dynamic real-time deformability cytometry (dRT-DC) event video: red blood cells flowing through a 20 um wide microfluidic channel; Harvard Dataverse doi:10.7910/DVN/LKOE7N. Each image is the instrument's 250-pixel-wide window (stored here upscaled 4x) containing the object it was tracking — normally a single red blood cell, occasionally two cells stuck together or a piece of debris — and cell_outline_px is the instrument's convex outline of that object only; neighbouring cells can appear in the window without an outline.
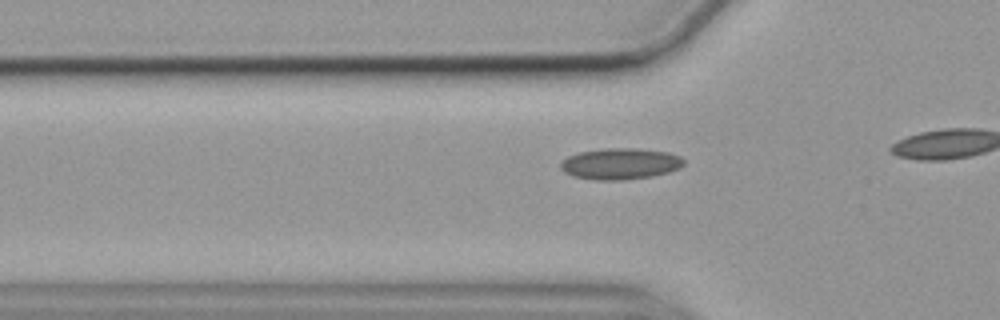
{"species": "common noctule bat (a hibernating species)", "species_latin": "Nyctalus noctula", "temperature_condition": "cold", "stored_images_in_passage": 20, "camera_frame_rate_fps": 3000, "um_per_image_px": 0.085, "animal": {"sex": "female", "body_mass_g": 19.9}, "frame": {"image": 1, "passage_image": 14, "time_ms": 4.333, "image_size_px": [1000, 320], "cell_outline_px": [[684, 164], [680, 168], [668, 172], [652, 176], [624, 180], [596, 180], [572, 176], [564, 172], [560, 168], [560, 164], [568, 156], [580, 152], [604, 148], [636, 148], [668, 152], [680, 156], [684, 160]], "centroid_in_image_um": [52.73, 13.92], "position_along_channel_um": 73.1, "area_um2": 22.48}}
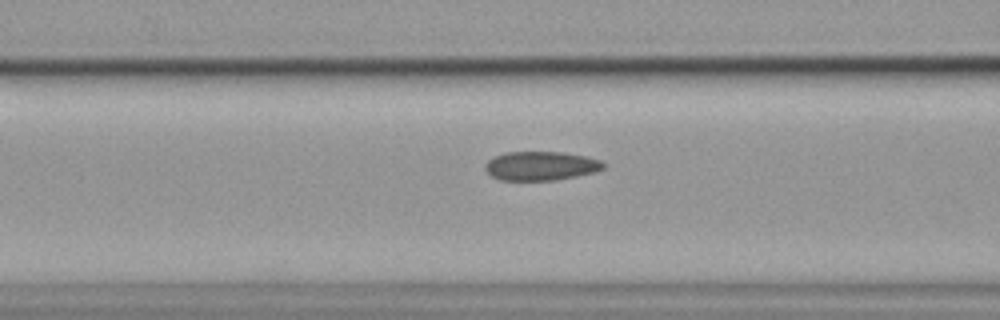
{"frame": {"image": 2, "passage_image": 18, "time_ms": 5.667, "image_size_px": [1000, 320], "cell_outline_px": [[604, 168], [596, 172], [556, 180], [500, 180], [492, 176], [484, 168], [484, 164], [492, 156], [504, 152], [564, 152], [584, 156], [600, 160], [604, 164]], "centroid_in_image_um": [45.94, 14.09], "position_along_channel_um": 120.7, "area_um2": 20.06}}